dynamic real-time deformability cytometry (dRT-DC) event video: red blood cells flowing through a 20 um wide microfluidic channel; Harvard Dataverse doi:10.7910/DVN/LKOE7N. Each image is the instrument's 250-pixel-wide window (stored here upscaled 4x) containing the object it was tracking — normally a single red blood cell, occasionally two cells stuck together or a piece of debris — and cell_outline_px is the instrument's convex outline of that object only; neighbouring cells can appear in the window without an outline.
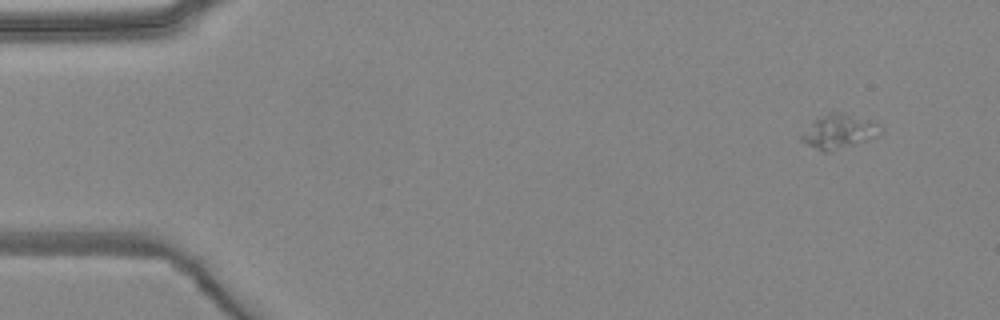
{"species": "common noctule bat (a hibernating species)", "species_latin": "Nyctalus noctula", "temperature_condition": "warm", "stored_images_in_passage": 4, "camera_frame_rate_fps": 3000, "um_per_image_px": 0.085, "animal": {"sex": "female", "body_mass_g": 24.6, "forearm_length_mm": 56.2}, "frame": {"image": 1, "passage_image": 1, "time_ms": 0.0, "image_size_px": [1000, 320], "cell_outline_px": [[884, 128], [876, 136], [828, 152], [824, 152], [800, 140], [800, 136], [816, 120], [828, 112], [844, 112], [868, 120]], "centroid_in_image_um": [71.31, 11.16], "position_along_channel_um": 13.7, "area_um2": 15.03}}